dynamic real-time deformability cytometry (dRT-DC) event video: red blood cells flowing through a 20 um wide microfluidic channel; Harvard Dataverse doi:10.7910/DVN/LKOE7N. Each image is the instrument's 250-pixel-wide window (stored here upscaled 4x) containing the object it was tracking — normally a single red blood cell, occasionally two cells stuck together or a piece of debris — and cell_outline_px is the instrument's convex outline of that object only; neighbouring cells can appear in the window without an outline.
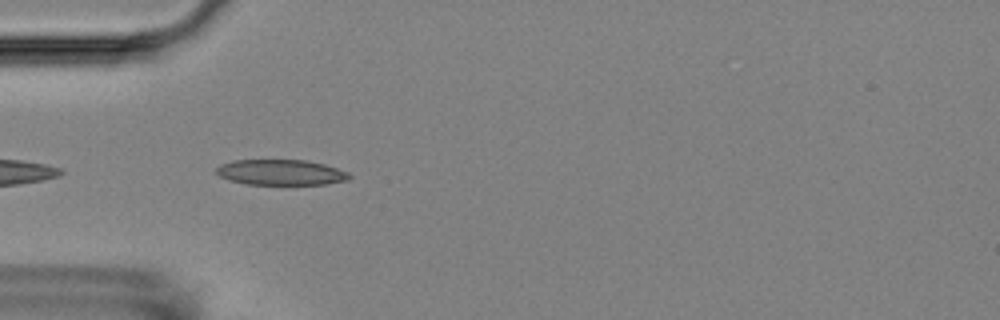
{"species": "Egyptian fruit bat (a non-hibernating species)", "species_latin": "Rousettus aegyptiacus", "temperature_condition": "room temperature", "stored_images_in_passage": 9, "camera_frame_rate_fps": 3000, "um_per_image_px": 0.085, "animal": {"sex": "female"}, "frame": {"image": 1, "passage_image": 6, "time_ms": 5.667, "image_size_px": [1000, 320], "cell_outline_px": [[352, 176], [348, 180], [324, 184], [248, 184], [228, 180], [220, 176], [216, 172], [216, 168], [220, 164], [232, 160], [308, 160], [324, 164], [348, 172]], "centroid_in_image_um": [23.86, 14.64], "position_along_channel_um": 61.1, "area_um2": 19.77}}
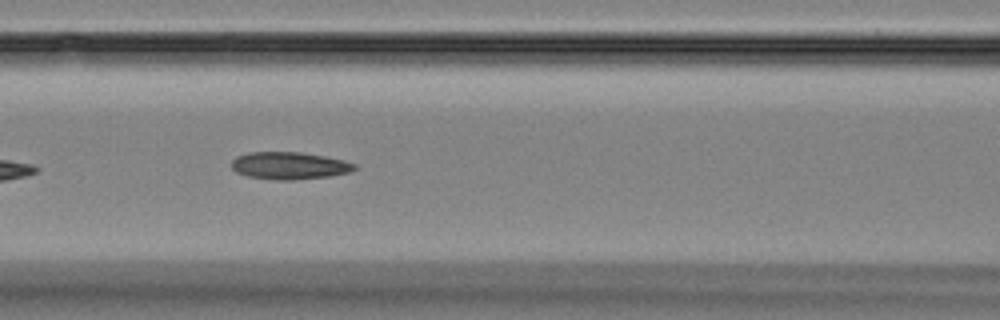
{"frame": {"image": 2, "passage_image": 8, "time_ms": 8.0, "image_size_px": [1000, 320], "cell_outline_px": [[356, 168], [352, 172], [332, 176], [292, 180], [276, 180], [248, 176], [236, 172], [232, 168], [232, 160], [236, 156], [248, 152], [300, 152], [324, 156], [344, 160], [356, 164]], "centroid_in_image_um": [24.61, 14.08], "position_along_channel_um": 142.0, "area_um2": 19.71}}
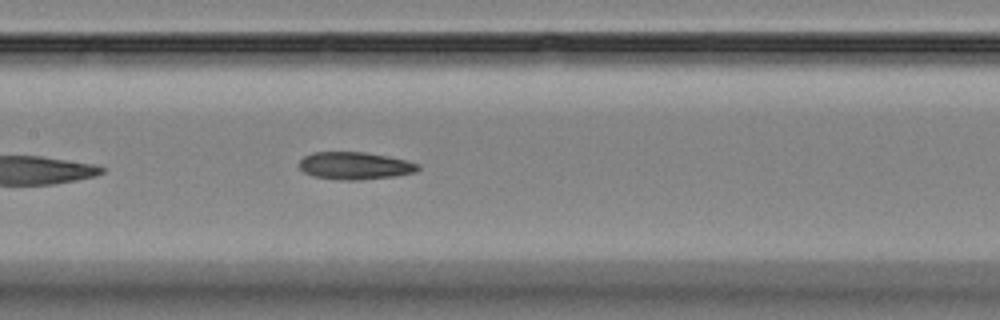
{"frame": {"image": 3, "passage_image": 9, "time_ms": 9.0, "image_size_px": [1000, 320], "cell_outline_px": [[420, 168], [416, 172], [396, 176], [360, 180], [348, 180], [312, 176], [304, 172], [300, 168], [300, 160], [304, 156], [312, 152], [364, 152], [388, 156], [408, 160], [420, 164]], "centroid_in_image_um": [30.21, 14.08], "position_along_channel_um": 177.2, "area_um2": 19.07}}